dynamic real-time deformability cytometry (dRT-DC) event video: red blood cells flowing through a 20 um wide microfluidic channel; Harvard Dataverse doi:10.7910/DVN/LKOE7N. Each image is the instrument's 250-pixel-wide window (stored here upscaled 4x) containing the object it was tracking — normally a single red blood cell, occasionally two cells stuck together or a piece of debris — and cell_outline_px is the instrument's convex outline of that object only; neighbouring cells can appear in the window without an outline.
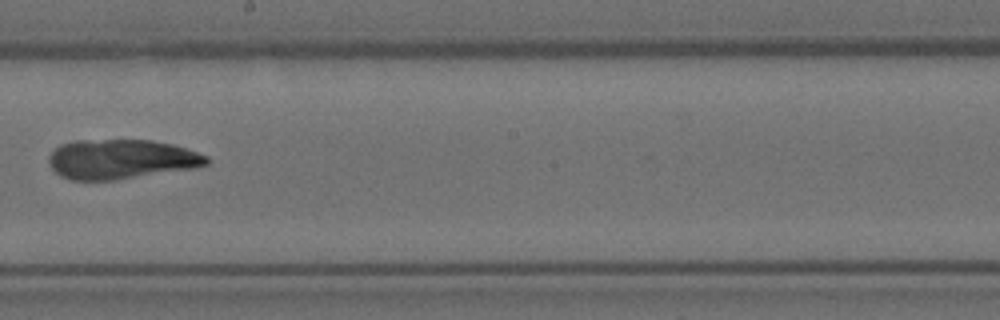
{"species": "Egyptian fruit bat (a non-hibernating species)", "species_latin": "Rousettus aegyptiacus", "temperature_condition": "room temperature", "stored_images_in_passage": 11, "camera_frame_rate_fps": 3000, "um_per_image_px": 0.085, "animal": {"sex": "female"}, "frame": {"image": 1, "passage_image": 5, "time_ms": 1.333, "image_size_px": [1000, 320], "cell_outline_px": [[208, 164], [192, 168], [116, 180], [72, 180], [60, 176], [52, 168], [48, 160], [48, 156], [60, 144], [76, 140], [152, 140], [172, 144], [208, 156]], "centroid_in_image_um": [10.26, 13.53], "position_along_channel_um": 237.9, "area_um2": 36.24}}
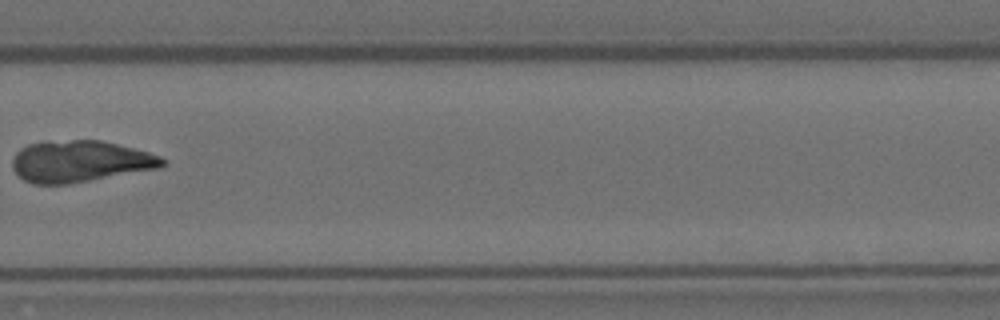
{"frame": {"image": 2, "passage_image": 7, "time_ms": 2.0, "image_size_px": [1000, 320], "cell_outline_px": [[164, 164], [160, 168], [68, 184], [32, 184], [24, 180], [12, 168], [12, 160], [16, 152], [20, 148], [28, 144], [44, 140], [100, 140], [148, 152], [160, 156], [164, 160]], "centroid_in_image_um": [6.75, 13.71], "position_along_channel_um": 323.0, "area_um2": 36.36}}